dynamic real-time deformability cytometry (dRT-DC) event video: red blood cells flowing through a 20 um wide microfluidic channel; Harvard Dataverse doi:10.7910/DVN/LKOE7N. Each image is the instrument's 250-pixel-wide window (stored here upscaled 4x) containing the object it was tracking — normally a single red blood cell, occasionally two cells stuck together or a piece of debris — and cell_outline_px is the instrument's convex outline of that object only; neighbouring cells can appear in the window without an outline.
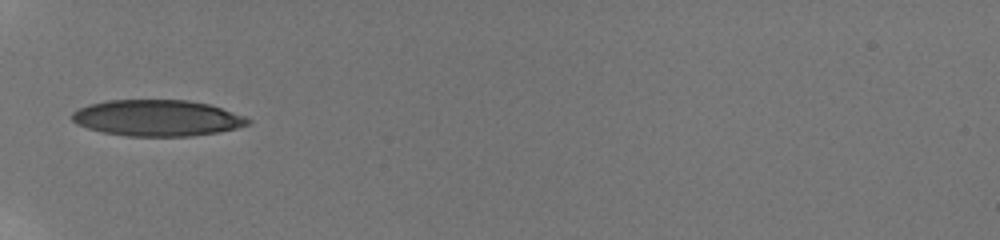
{"species": "human", "species_latin": "Homo sapiens", "temperature_condition": "room temperature", "stored_images_in_passage": 31, "camera_frame_rate_fps": 3000, "um_per_image_px": 0.085, "donor": {"sex": "male"}, "frame": {"image": 1, "passage_image": 1, "time_ms": 0.0, "image_size_px": [1000, 240], "cell_outline_px": [[252, 120], [248, 124], [236, 128], [216, 132], [192, 136], [128, 136], [104, 132], [88, 128], [76, 124], [72, 120], [72, 112], [88, 104], [108, 100], [188, 100], [208, 104], [244, 116]], "centroid_in_image_um": [13.33, 10.02], "position_along_channel_um": 71.7, "area_um2": 36.88}}
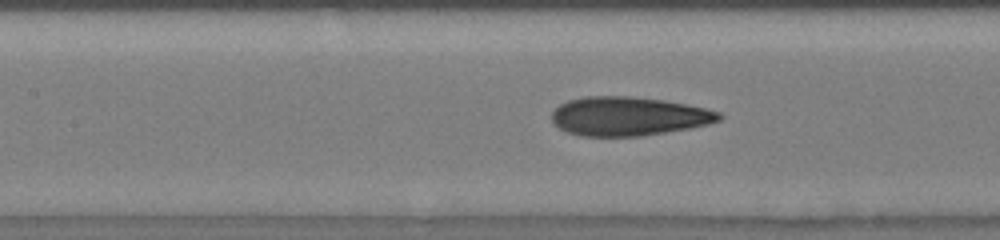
{"frame": {"image": 2, "passage_image": 7, "time_ms": 2.333, "image_size_px": [1000, 240], "cell_outline_px": [[724, 116], [720, 120], [708, 124], [692, 128], [644, 136], [580, 136], [568, 132], [560, 128], [552, 120], [552, 112], [560, 104], [568, 100], [584, 96], [632, 96], [664, 100], [704, 108], [720, 112]], "centroid_in_image_um": [53.44, 9.88], "position_along_channel_um": 154.0, "area_um2": 38.03}}
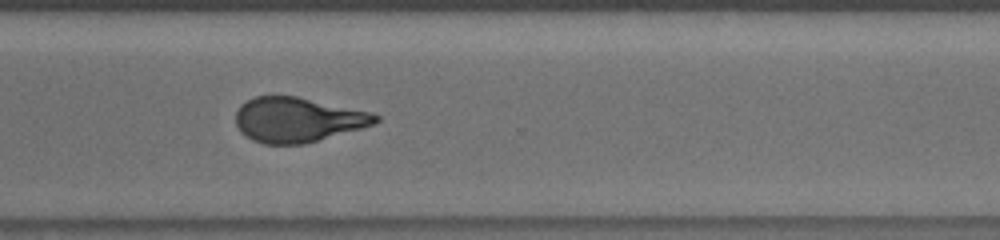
{"frame": {"image": 3, "passage_image": 30, "time_ms": 7.333, "image_size_px": [1000, 240], "cell_outline_px": [[380, 120], [376, 124], [304, 144], [264, 144], [252, 140], [240, 132], [236, 124], [236, 112], [240, 104], [256, 96], [296, 96], [372, 112], [380, 116]], "centroid_in_image_um": [25.31, 10.18], "position_along_channel_um": 345.3, "area_um2": 36.53}}